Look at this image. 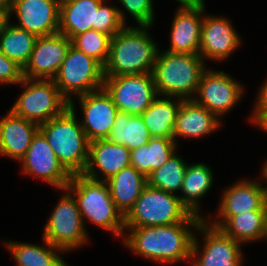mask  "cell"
Segmentation results:
<instances>
[{"label": "cell", "instance_id": "1", "mask_svg": "<svg viewBox=\"0 0 267 266\" xmlns=\"http://www.w3.org/2000/svg\"><path fill=\"white\" fill-rule=\"evenodd\" d=\"M201 221H183L167 226L125 228L124 245L135 254L158 263L191 260L194 232ZM193 227V228H192Z\"/></svg>", "mask_w": 267, "mask_h": 266}, {"label": "cell", "instance_id": "2", "mask_svg": "<svg viewBox=\"0 0 267 266\" xmlns=\"http://www.w3.org/2000/svg\"><path fill=\"white\" fill-rule=\"evenodd\" d=\"M149 28L126 25L111 38L104 76L152 73L159 48L150 37Z\"/></svg>", "mask_w": 267, "mask_h": 266}, {"label": "cell", "instance_id": "3", "mask_svg": "<svg viewBox=\"0 0 267 266\" xmlns=\"http://www.w3.org/2000/svg\"><path fill=\"white\" fill-rule=\"evenodd\" d=\"M74 104L72 99L62 114L39 125V131L71 175L84 172L89 152V141L76 119Z\"/></svg>", "mask_w": 267, "mask_h": 266}, {"label": "cell", "instance_id": "4", "mask_svg": "<svg viewBox=\"0 0 267 266\" xmlns=\"http://www.w3.org/2000/svg\"><path fill=\"white\" fill-rule=\"evenodd\" d=\"M199 54H182L158 50L152 75L157 94L193 100L202 73L206 70Z\"/></svg>", "mask_w": 267, "mask_h": 266}, {"label": "cell", "instance_id": "5", "mask_svg": "<svg viewBox=\"0 0 267 266\" xmlns=\"http://www.w3.org/2000/svg\"><path fill=\"white\" fill-rule=\"evenodd\" d=\"M66 188L75 197L82 220L88 219L96 226L123 237L125 217L116 208L105 181L95 180L83 174L72 175Z\"/></svg>", "mask_w": 267, "mask_h": 266}, {"label": "cell", "instance_id": "6", "mask_svg": "<svg viewBox=\"0 0 267 266\" xmlns=\"http://www.w3.org/2000/svg\"><path fill=\"white\" fill-rule=\"evenodd\" d=\"M202 219L192 214L178 195L147 185L125 216V228L167 226Z\"/></svg>", "mask_w": 267, "mask_h": 266}, {"label": "cell", "instance_id": "7", "mask_svg": "<svg viewBox=\"0 0 267 266\" xmlns=\"http://www.w3.org/2000/svg\"><path fill=\"white\" fill-rule=\"evenodd\" d=\"M19 84L25 87L24 91L10 110L38 126L62 114L69 107V101L61 94L54 80L24 77Z\"/></svg>", "mask_w": 267, "mask_h": 266}, {"label": "cell", "instance_id": "8", "mask_svg": "<svg viewBox=\"0 0 267 266\" xmlns=\"http://www.w3.org/2000/svg\"><path fill=\"white\" fill-rule=\"evenodd\" d=\"M53 80L70 102L73 94L80 96L103 88V66L71 44Z\"/></svg>", "mask_w": 267, "mask_h": 266}, {"label": "cell", "instance_id": "9", "mask_svg": "<svg viewBox=\"0 0 267 266\" xmlns=\"http://www.w3.org/2000/svg\"><path fill=\"white\" fill-rule=\"evenodd\" d=\"M62 190L64 195L44 227L43 238L68 252L82 247L89 239L75 197L67 188Z\"/></svg>", "mask_w": 267, "mask_h": 266}, {"label": "cell", "instance_id": "10", "mask_svg": "<svg viewBox=\"0 0 267 266\" xmlns=\"http://www.w3.org/2000/svg\"><path fill=\"white\" fill-rule=\"evenodd\" d=\"M196 229L204 233V243L201 251L200 243L194 234L190 260L192 266H243L240 242L226 235L220 228L212 226L205 218Z\"/></svg>", "mask_w": 267, "mask_h": 266}, {"label": "cell", "instance_id": "11", "mask_svg": "<svg viewBox=\"0 0 267 266\" xmlns=\"http://www.w3.org/2000/svg\"><path fill=\"white\" fill-rule=\"evenodd\" d=\"M103 87L119 112L141 115L158 96L152 73L104 76Z\"/></svg>", "mask_w": 267, "mask_h": 266}, {"label": "cell", "instance_id": "12", "mask_svg": "<svg viewBox=\"0 0 267 266\" xmlns=\"http://www.w3.org/2000/svg\"><path fill=\"white\" fill-rule=\"evenodd\" d=\"M242 86L224 71L206 69L193 100L220 119L238 104L244 92Z\"/></svg>", "mask_w": 267, "mask_h": 266}, {"label": "cell", "instance_id": "13", "mask_svg": "<svg viewBox=\"0 0 267 266\" xmlns=\"http://www.w3.org/2000/svg\"><path fill=\"white\" fill-rule=\"evenodd\" d=\"M20 162L24 174L40 178L59 190L66 188L72 178L40 131L33 137Z\"/></svg>", "mask_w": 267, "mask_h": 266}, {"label": "cell", "instance_id": "14", "mask_svg": "<svg viewBox=\"0 0 267 266\" xmlns=\"http://www.w3.org/2000/svg\"><path fill=\"white\" fill-rule=\"evenodd\" d=\"M71 44V40L61 33L37 37L30 58L23 68V76L28 79L53 80Z\"/></svg>", "mask_w": 267, "mask_h": 266}, {"label": "cell", "instance_id": "15", "mask_svg": "<svg viewBox=\"0 0 267 266\" xmlns=\"http://www.w3.org/2000/svg\"><path fill=\"white\" fill-rule=\"evenodd\" d=\"M77 97L84 118L80 124L88 141L107 139L119 112L111 95L103 87Z\"/></svg>", "mask_w": 267, "mask_h": 266}, {"label": "cell", "instance_id": "16", "mask_svg": "<svg viewBox=\"0 0 267 266\" xmlns=\"http://www.w3.org/2000/svg\"><path fill=\"white\" fill-rule=\"evenodd\" d=\"M61 0H14L10 10L18 18L16 27L37 37L58 33Z\"/></svg>", "mask_w": 267, "mask_h": 266}, {"label": "cell", "instance_id": "17", "mask_svg": "<svg viewBox=\"0 0 267 266\" xmlns=\"http://www.w3.org/2000/svg\"><path fill=\"white\" fill-rule=\"evenodd\" d=\"M229 19L224 17L206 16L201 26V42L199 55L205 61H223L228 58L241 44V38Z\"/></svg>", "mask_w": 267, "mask_h": 266}, {"label": "cell", "instance_id": "18", "mask_svg": "<svg viewBox=\"0 0 267 266\" xmlns=\"http://www.w3.org/2000/svg\"><path fill=\"white\" fill-rule=\"evenodd\" d=\"M172 21L170 48L172 53L199 54L201 26L205 5L178 8Z\"/></svg>", "mask_w": 267, "mask_h": 266}, {"label": "cell", "instance_id": "19", "mask_svg": "<svg viewBox=\"0 0 267 266\" xmlns=\"http://www.w3.org/2000/svg\"><path fill=\"white\" fill-rule=\"evenodd\" d=\"M128 166L130 150L124 145L109 142L107 139L95 140L89 142L88 161L82 174L91 179L101 180L98 173L102 172V181H107Z\"/></svg>", "mask_w": 267, "mask_h": 266}, {"label": "cell", "instance_id": "20", "mask_svg": "<svg viewBox=\"0 0 267 266\" xmlns=\"http://www.w3.org/2000/svg\"><path fill=\"white\" fill-rule=\"evenodd\" d=\"M237 182L223 191L217 216H234L253 210H266L267 185L264 187L261 182L243 179Z\"/></svg>", "mask_w": 267, "mask_h": 266}, {"label": "cell", "instance_id": "21", "mask_svg": "<svg viewBox=\"0 0 267 266\" xmlns=\"http://www.w3.org/2000/svg\"><path fill=\"white\" fill-rule=\"evenodd\" d=\"M39 126L11 110L0 119V155L20 161L27 152Z\"/></svg>", "mask_w": 267, "mask_h": 266}, {"label": "cell", "instance_id": "22", "mask_svg": "<svg viewBox=\"0 0 267 266\" xmlns=\"http://www.w3.org/2000/svg\"><path fill=\"white\" fill-rule=\"evenodd\" d=\"M221 124L219 118L204 106L194 100H182L176 115L173 138H202L212 134Z\"/></svg>", "mask_w": 267, "mask_h": 266}, {"label": "cell", "instance_id": "23", "mask_svg": "<svg viewBox=\"0 0 267 266\" xmlns=\"http://www.w3.org/2000/svg\"><path fill=\"white\" fill-rule=\"evenodd\" d=\"M103 0H61L59 7V30L70 40L76 35L93 29L97 9Z\"/></svg>", "mask_w": 267, "mask_h": 266}, {"label": "cell", "instance_id": "24", "mask_svg": "<svg viewBox=\"0 0 267 266\" xmlns=\"http://www.w3.org/2000/svg\"><path fill=\"white\" fill-rule=\"evenodd\" d=\"M105 182L116 208L125 217L147 186V177L130 165Z\"/></svg>", "mask_w": 267, "mask_h": 266}, {"label": "cell", "instance_id": "25", "mask_svg": "<svg viewBox=\"0 0 267 266\" xmlns=\"http://www.w3.org/2000/svg\"><path fill=\"white\" fill-rule=\"evenodd\" d=\"M265 212L253 210L234 216H218L208 222L241 244L251 243L263 238Z\"/></svg>", "mask_w": 267, "mask_h": 266}, {"label": "cell", "instance_id": "26", "mask_svg": "<svg viewBox=\"0 0 267 266\" xmlns=\"http://www.w3.org/2000/svg\"><path fill=\"white\" fill-rule=\"evenodd\" d=\"M161 97L158 95L141 116L151 137L173 138V128L182 99Z\"/></svg>", "mask_w": 267, "mask_h": 266}, {"label": "cell", "instance_id": "27", "mask_svg": "<svg viewBox=\"0 0 267 266\" xmlns=\"http://www.w3.org/2000/svg\"><path fill=\"white\" fill-rule=\"evenodd\" d=\"M176 147L174 138L152 137L147 144L130 151V165L147 177L165 164Z\"/></svg>", "mask_w": 267, "mask_h": 266}, {"label": "cell", "instance_id": "28", "mask_svg": "<svg viewBox=\"0 0 267 266\" xmlns=\"http://www.w3.org/2000/svg\"><path fill=\"white\" fill-rule=\"evenodd\" d=\"M44 245L20 242H4L17 266H68L60 257L64 251L46 241Z\"/></svg>", "mask_w": 267, "mask_h": 266}, {"label": "cell", "instance_id": "29", "mask_svg": "<svg viewBox=\"0 0 267 266\" xmlns=\"http://www.w3.org/2000/svg\"><path fill=\"white\" fill-rule=\"evenodd\" d=\"M213 172L204 163L187 164L184 180L179 196L181 202L192 214L200 215V199L207 194L213 183Z\"/></svg>", "mask_w": 267, "mask_h": 266}, {"label": "cell", "instance_id": "30", "mask_svg": "<svg viewBox=\"0 0 267 266\" xmlns=\"http://www.w3.org/2000/svg\"><path fill=\"white\" fill-rule=\"evenodd\" d=\"M151 138L141 115L118 112L107 140L124 145L131 151L147 144Z\"/></svg>", "mask_w": 267, "mask_h": 266}, {"label": "cell", "instance_id": "31", "mask_svg": "<svg viewBox=\"0 0 267 266\" xmlns=\"http://www.w3.org/2000/svg\"><path fill=\"white\" fill-rule=\"evenodd\" d=\"M37 36L11 23L0 38L1 51L22 68L27 64L34 49Z\"/></svg>", "mask_w": 267, "mask_h": 266}, {"label": "cell", "instance_id": "32", "mask_svg": "<svg viewBox=\"0 0 267 266\" xmlns=\"http://www.w3.org/2000/svg\"><path fill=\"white\" fill-rule=\"evenodd\" d=\"M173 153L163 166L147 176V185L169 193L180 191L184 180L187 163Z\"/></svg>", "mask_w": 267, "mask_h": 266}, {"label": "cell", "instance_id": "33", "mask_svg": "<svg viewBox=\"0 0 267 266\" xmlns=\"http://www.w3.org/2000/svg\"><path fill=\"white\" fill-rule=\"evenodd\" d=\"M110 41L111 37L108 34L93 29L76 35L71 40L75 48L97 60L102 66L109 55Z\"/></svg>", "mask_w": 267, "mask_h": 266}, {"label": "cell", "instance_id": "34", "mask_svg": "<svg viewBox=\"0 0 267 266\" xmlns=\"http://www.w3.org/2000/svg\"><path fill=\"white\" fill-rule=\"evenodd\" d=\"M105 1L103 0L97 9L96 25H93V30L108 34L112 38L127 25L126 16L123 9L106 5Z\"/></svg>", "mask_w": 267, "mask_h": 266}, {"label": "cell", "instance_id": "35", "mask_svg": "<svg viewBox=\"0 0 267 266\" xmlns=\"http://www.w3.org/2000/svg\"><path fill=\"white\" fill-rule=\"evenodd\" d=\"M123 9L133 16L138 26H150L154 23L152 0H119Z\"/></svg>", "mask_w": 267, "mask_h": 266}, {"label": "cell", "instance_id": "36", "mask_svg": "<svg viewBox=\"0 0 267 266\" xmlns=\"http://www.w3.org/2000/svg\"><path fill=\"white\" fill-rule=\"evenodd\" d=\"M24 79L23 68L0 49V84H19Z\"/></svg>", "mask_w": 267, "mask_h": 266}, {"label": "cell", "instance_id": "37", "mask_svg": "<svg viewBox=\"0 0 267 266\" xmlns=\"http://www.w3.org/2000/svg\"><path fill=\"white\" fill-rule=\"evenodd\" d=\"M256 105L251 115L250 121L254 124L265 114H267V80L264 81V84L259 90Z\"/></svg>", "mask_w": 267, "mask_h": 266}, {"label": "cell", "instance_id": "38", "mask_svg": "<svg viewBox=\"0 0 267 266\" xmlns=\"http://www.w3.org/2000/svg\"><path fill=\"white\" fill-rule=\"evenodd\" d=\"M11 13L9 10L0 9V38L3 36L6 27L10 24Z\"/></svg>", "mask_w": 267, "mask_h": 266}, {"label": "cell", "instance_id": "39", "mask_svg": "<svg viewBox=\"0 0 267 266\" xmlns=\"http://www.w3.org/2000/svg\"><path fill=\"white\" fill-rule=\"evenodd\" d=\"M180 3L181 8L183 7H197L200 5H204V0H176Z\"/></svg>", "mask_w": 267, "mask_h": 266}, {"label": "cell", "instance_id": "40", "mask_svg": "<svg viewBox=\"0 0 267 266\" xmlns=\"http://www.w3.org/2000/svg\"><path fill=\"white\" fill-rule=\"evenodd\" d=\"M255 124L267 132V114L263 115Z\"/></svg>", "mask_w": 267, "mask_h": 266}, {"label": "cell", "instance_id": "41", "mask_svg": "<svg viewBox=\"0 0 267 266\" xmlns=\"http://www.w3.org/2000/svg\"><path fill=\"white\" fill-rule=\"evenodd\" d=\"M14 0H0V9L11 10Z\"/></svg>", "mask_w": 267, "mask_h": 266}, {"label": "cell", "instance_id": "42", "mask_svg": "<svg viewBox=\"0 0 267 266\" xmlns=\"http://www.w3.org/2000/svg\"><path fill=\"white\" fill-rule=\"evenodd\" d=\"M261 177H259L261 179L262 182H264L267 185V160L264 163L263 167H262V172H261ZM265 179V180H264Z\"/></svg>", "mask_w": 267, "mask_h": 266}, {"label": "cell", "instance_id": "43", "mask_svg": "<svg viewBox=\"0 0 267 266\" xmlns=\"http://www.w3.org/2000/svg\"><path fill=\"white\" fill-rule=\"evenodd\" d=\"M267 241V205H266V212H265V217H264V234L263 238Z\"/></svg>", "mask_w": 267, "mask_h": 266}]
</instances>
